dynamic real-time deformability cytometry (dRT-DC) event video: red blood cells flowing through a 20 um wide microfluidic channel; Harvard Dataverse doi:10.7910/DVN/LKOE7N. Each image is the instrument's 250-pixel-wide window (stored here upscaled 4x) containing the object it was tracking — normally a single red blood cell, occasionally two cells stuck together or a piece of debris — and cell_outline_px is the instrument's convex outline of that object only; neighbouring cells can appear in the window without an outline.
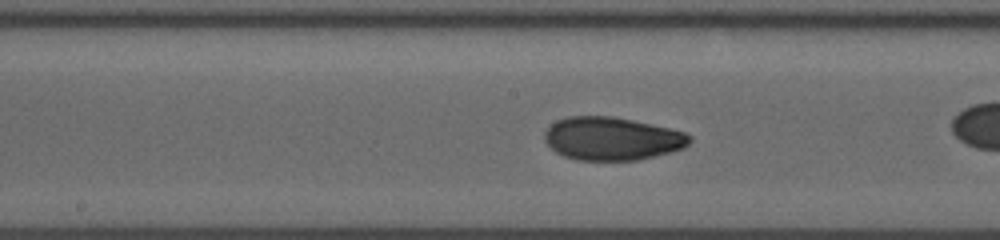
{"species": "human", "species_latin": "Homo sapiens", "temperature_condition": "room temperature", "stored_images_in_passage": 38, "camera_frame_rate_fps": 3000, "um_per_image_px": 0.085, "donor": {"sex": "male"}, "frame": {"image": 1, "passage_image": 22, "time_ms": 7.0, "image_size_px": [1000, 240], "cell_outline_px": [[692, 140], [684, 148], [636, 160], [576, 160], [564, 156], [556, 152], [544, 140], [544, 132], [556, 120], [568, 116], [612, 116], [632, 120], [668, 128], [684, 132], [692, 136]], "centroid_in_image_um": [51.99, 11.78], "position_along_channel_um": 196.2, "area_um2": 36.24}}